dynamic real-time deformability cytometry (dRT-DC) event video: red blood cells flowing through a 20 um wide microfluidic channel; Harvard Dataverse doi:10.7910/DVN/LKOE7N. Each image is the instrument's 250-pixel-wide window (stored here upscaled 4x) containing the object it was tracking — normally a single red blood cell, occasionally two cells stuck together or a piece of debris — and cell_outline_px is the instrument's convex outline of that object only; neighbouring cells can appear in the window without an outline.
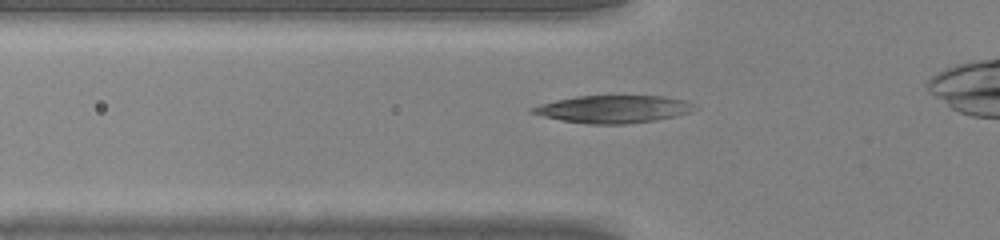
{"species": "common noctule bat (a hibernating species)", "species_latin": "Nyctalus noctula", "temperature_condition": "warm", "stored_images_in_passage": 26, "camera_frame_rate_fps": 3000, "um_per_image_px": 0.085, "animal": {"sex": "male", "body_mass_g": 20.0, "forearm_length_mm": 53.3}, "frame": {"image": 1, "passage_image": 2, "time_ms": 0.333, "image_size_px": [1000, 240], "cell_outline_px": [[700, 108], [676, 116], [656, 120], [624, 124], [588, 124], [564, 120], [544, 116], [528, 112], [528, 108], [540, 104], [556, 100], [576, 96], [664, 96], [684, 100]], "centroid_in_image_um": [52.13, 9.27], "position_along_channel_um": 73.7, "area_um2": 25.95}}
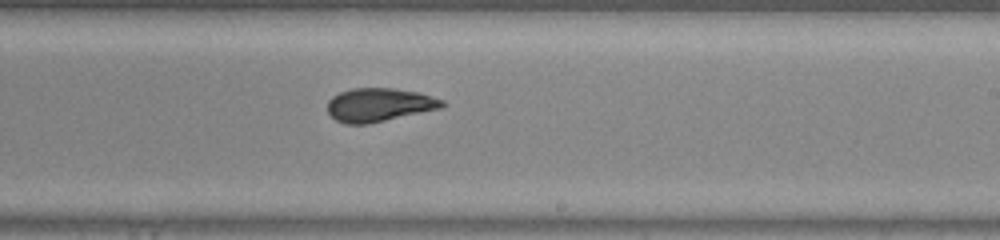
{"frame": {"image": 2, "passage_image": 14, "time_ms": 4.333, "image_size_px": [1000, 240], "cell_outline_px": [[448, 104], [440, 108], [368, 124], [344, 124], [336, 120], [328, 112], [328, 100], [332, 96], [340, 92], [352, 88], [396, 88], [420, 92], [444, 100]], "centroid_in_image_um": [32.24, 8.9], "position_along_channel_um": 256.8, "area_um2": 22.48}}
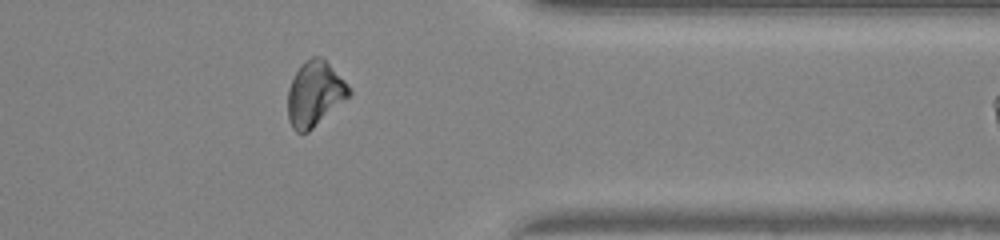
{"frame": {"image": 3, "passage_image": 23, "time_ms": 7.333, "image_size_px": [1000, 240], "cell_outline_px": [[352, 96], [308, 132], [296, 132], [292, 128], [288, 116], [288, 88], [296, 72], [312, 56], [320, 56], [348, 84], [352, 92]], "centroid_in_image_um": [26.78, 8.02], "position_along_channel_um": 384.6, "area_um2": 23.0}}